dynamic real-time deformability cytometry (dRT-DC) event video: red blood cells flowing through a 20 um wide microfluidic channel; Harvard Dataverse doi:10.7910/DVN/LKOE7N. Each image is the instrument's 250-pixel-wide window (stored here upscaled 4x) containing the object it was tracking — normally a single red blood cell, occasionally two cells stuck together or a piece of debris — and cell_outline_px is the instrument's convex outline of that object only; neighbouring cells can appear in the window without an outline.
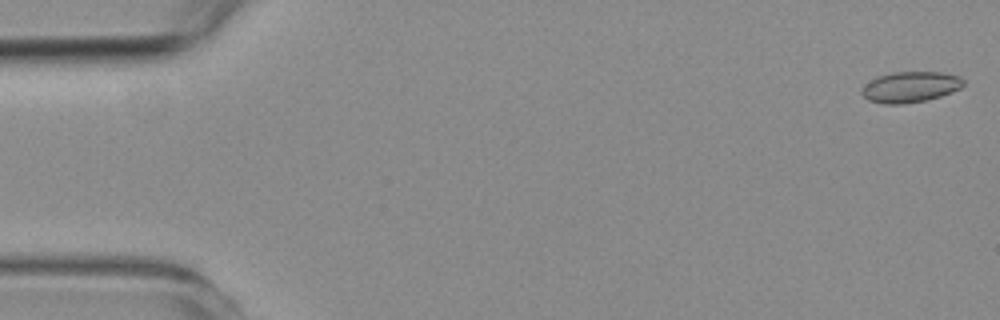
{"species": "common noctule bat (a hibernating species)", "species_latin": "Nyctalus noctula", "temperature_condition": "room temperature", "stored_images_in_passage": 4, "camera_frame_rate_fps": 3000, "um_per_image_px": 0.085, "animal": {"sex": "female", "body_mass_g": 19.3, "forearm_length_mm": 54.1}, "frame": {"image": 1, "passage_image": 1, "time_ms": 0.0, "image_size_px": [1000, 320], "cell_outline_px": [[964, 84], [960, 88], [952, 92], [940, 96], [924, 100], [904, 104], [884, 104], [868, 100], [860, 92], [860, 88], [876, 76], [892, 72], [944, 72], [960, 76], [964, 80]], "centroid_in_image_um": [77.36, 7.38], "position_along_channel_um": 7.6, "area_um2": 18.38}}